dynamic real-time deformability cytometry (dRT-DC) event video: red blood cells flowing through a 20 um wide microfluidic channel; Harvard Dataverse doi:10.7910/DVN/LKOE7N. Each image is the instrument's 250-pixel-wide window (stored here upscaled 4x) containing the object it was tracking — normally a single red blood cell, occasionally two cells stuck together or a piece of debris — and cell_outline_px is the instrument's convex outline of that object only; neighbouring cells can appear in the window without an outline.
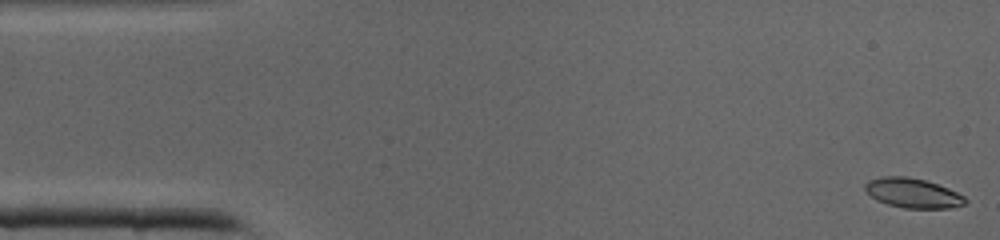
{"species": "common noctule bat (a hibernating species)", "species_latin": "Nyctalus noctula", "temperature_condition": "cold", "stored_images_in_passage": 41, "camera_frame_rate_fps": 3000, "um_per_image_px": 0.085, "animal": {"sex": "male", "body_mass_g": 19.0, "forearm_length_mm": 50.8}, "frame": {"image": 1, "passage_image": 1, "time_ms": 0.0, "image_size_px": [1000, 240], "cell_outline_px": [[968, 200], [964, 204], [948, 208], [904, 208], [888, 204], [876, 200], [864, 188], [864, 184], [868, 180], [884, 176], [908, 176], [924, 180], [948, 188], [964, 196]], "centroid_in_image_um": [77.57, 16.4], "position_along_channel_um": 7.4, "area_um2": 17.17}}
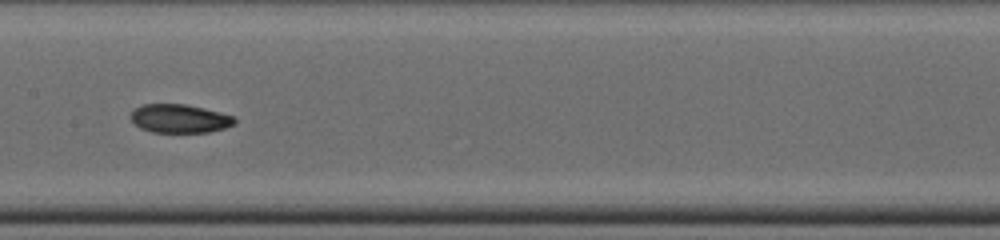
{"frame": {"image": 2, "passage_image": 20, "time_ms": 6.333, "image_size_px": [1000, 240], "cell_outline_px": [[236, 124], [224, 128], [208, 132], [152, 132], [140, 128], [132, 120], [132, 112], [136, 108], [144, 104], [184, 104], [204, 108], [236, 116]], "centroid_in_image_um": [15.32, 10.08], "position_along_channel_um": 192.1, "area_um2": 17.22}}
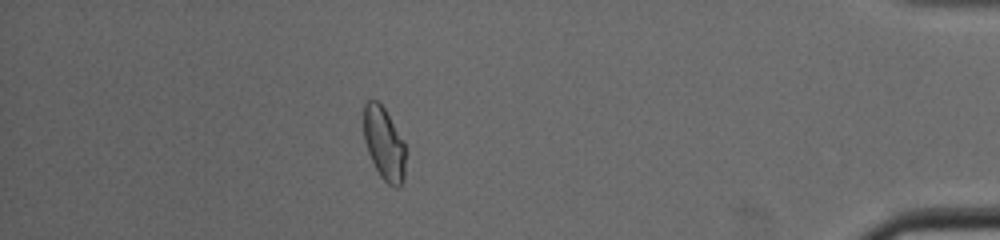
{"frame": {"image": 3, "passage_image": 36, "time_ms": 11.667, "image_size_px": [1000, 240], "cell_outline_px": [[404, 180], [396, 188], [388, 184], [380, 176], [368, 152], [364, 140], [364, 104], [368, 100], [376, 100], [384, 108], [404, 140]], "centroid_in_image_um": [32.64, 12.2], "position_along_channel_um": 402.6, "area_um2": 17.57}}